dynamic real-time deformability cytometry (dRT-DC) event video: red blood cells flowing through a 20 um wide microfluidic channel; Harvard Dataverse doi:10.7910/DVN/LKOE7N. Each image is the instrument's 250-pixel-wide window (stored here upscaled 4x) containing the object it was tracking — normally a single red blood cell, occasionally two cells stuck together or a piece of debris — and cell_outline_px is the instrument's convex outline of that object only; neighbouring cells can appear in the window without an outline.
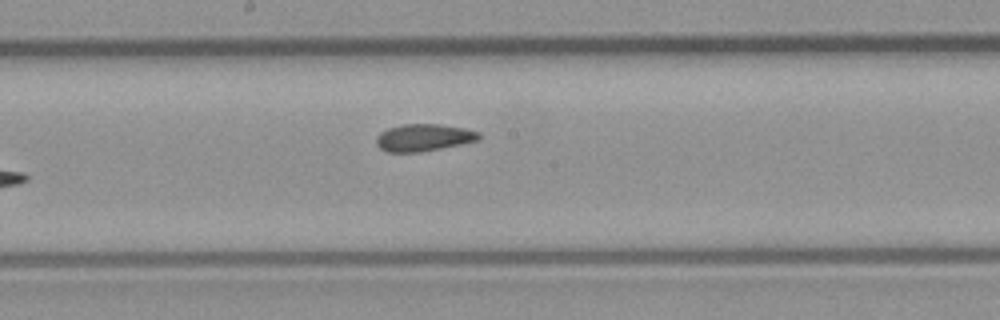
{"species": "common noctule bat (a hibernating species)", "species_latin": "Nyctalus noctula", "temperature_condition": "room temperature", "stored_images_in_passage": 8, "camera_frame_rate_fps": 3000, "um_per_image_px": 0.085, "animal": {"sex": "male", "body_mass_g": 23.1, "forearm_length_mm": 52.7}, "frame": {"image": 1, "passage_image": 8, "time_ms": 2.333, "image_size_px": [1000, 320], "cell_outline_px": [[480, 140], [420, 152], [388, 152], [380, 148], [376, 144], [376, 136], [380, 132], [388, 128], [400, 124], [440, 124], [464, 128], [480, 132]], "centroid_in_image_um": [35.99, 11.68], "position_along_channel_um": 212.2, "area_um2": 16.3}}